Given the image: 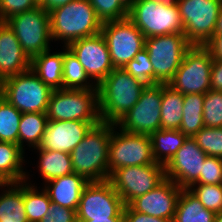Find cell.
<instances>
[{
  "mask_svg": "<svg viewBox=\"0 0 222 222\" xmlns=\"http://www.w3.org/2000/svg\"><path fill=\"white\" fill-rule=\"evenodd\" d=\"M184 35L192 45H205L214 35L222 0H178Z\"/></svg>",
  "mask_w": 222,
  "mask_h": 222,
  "instance_id": "cell-11",
  "label": "cell"
},
{
  "mask_svg": "<svg viewBox=\"0 0 222 222\" xmlns=\"http://www.w3.org/2000/svg\"><path fill=\"white\" fill-rule=\"evenodd\" d=\"M181 188L165 179L153 190L133 199L128 205L136 212L173 220Z\"/></svg>",
  "mask_w": 222,
  "mask_h": 222,
  "instance_id": "cell-18",
  "label": "cell"
},
{
  "mask_svg": "<svg viewBox=\"0 0 222 222\" xmlns=\"http://www.w3.org/2000/svg\"><path fill=\"white\" fill-rule=\"evenodd\" d=\"M2 96V81L0 80V97Z\"/></svg>",
  "mask_w": 222,
  "mask_h": 222,
  "instance_id": "cell-51",
  "label": "cell"
},
{
  "mask_svg": "<svg viewBox=\"0 0 222 222\" xmlns=\"http://www.w3.org/2000/svg\"><path fill=\"white\" fill-rule=\"evenodd\" d=\"M146 84L123 68H114L97 86L101 121L115 124L138 102Z\"/></svg>",
  "mask_w": 222,
  "mask_h": 222,
  "instance_id": "cell-1",
  "label": "cell"
},
{
  "mask_svg": "<svg viewBox=\"0 0 222 222\" xmlns=\"http://www.w3.org/2000/svg\"><path fill=\"white\" fill-rule=\"evenodd\" d=\"M114 68H124L139 51L145 48V36L127 17L102 24Z\"/></svg>",
  "mask_w": 222,
  "mask_h": 222,
  "instance_id": "cell-15",
  "label": "cell"
},
{
  "mask_svg": "<svg viewBox=\"0 0 222 222\" xmlns=\"http://www.w3.org/2000/svg\"><path fill=\"white\" fill-rule=\"evenodd\" d=\"M215 60H222V34H214L204 45Z\"/></svg>",
  "mask_w": 222,
  "mask_h": 222,
  "instance_id": "cell-44",
  "label": "cell"
},
{
  "mask_svg": "<svg viewBox=\"0 0 222 222\" xmlns=\"http://www.w3.org/2000/svg\"><path fill=\"white\" fill-rule=\"evenodd\" d=\"M215 222H222V211L216 213Z\"/></svg>",
  "mask_w": 222,
  "mask_h": 222,
  "instance_id": "cell-50",
  "label": "cell"
},
{
  "mask_svg": "<svg viewBox=\"0 0 222 222\" xmlns=\"http://www.w3.org/2000/svg\"><path fill=\"white\" fill-rule=\"evenodd\" d=\"M26 152L12 142L0 141V174L9 183H18L25 180L27 163ZM24 165V166H23Z\"/></svg>",
  "mask_w": 222,
  "mask_h": 222,
  "instance_id": "cell-24",
  "label": "cell"
},
{
  "mask_svg": "<svg viewBox=\"0 0 222 222\" xmlns=\"http://www.w3.org/2000/svg\"><path fill=\"white\" fill-rule=\"evenodd\" d=\"M98 18L104 22L122 20L129 15V0H89Z\"/></svg>",
  "mask_w": 222,
  "mask_h": 222,
  "instance_id": "cell-34",
  "label": "cell"
},
{
  "mask_svg": "<svg viewBox=\"0 0 222 222\" xmlns=\"http://www.w3.org/2000/svg\"><path fill=\"white\" fill-rule=\"evenodd\" d=\"M88 183L84 176L72 173L53 179L42 187L47 191L52 203L76 211L81 193Z\"/></svg>",
  "mask_w": 222,
  "mask_h": 222,
  "instance_id": "cell-21",
  "label": "cell"
},
{
  "mask_svg": "<svg viewBox=\"0 0 222 222\" xmlns=\"http://www.w3.org/2000/svg\"><path fill=\"white\" fill-rule=\"evenodd\" d=\"M9 182L0 174V188L7 186Z\"/></svg>",
  "mask_w": 222,
  "mask_h": 222,
  "instance_id": "cell-49",
  "label": "cell"
},
{
  "mask_svg": "<svg viewBox=\"0 0 222 222\" xmlns=\"http://www.w3.org/2000/svg\"><path fill=\"white\" fill-rule=\"evenodd\" d=\"M40 222H77L76 211L52 203L48 214Z\"/></svg>",
  "mask_w": 222,
  "mask_h": 222,
  "instance_id": "cell-41",
  "label": "cell"
},
{
  "mask_svg": "<svg viewBox=\"0 0 222 222\" xmlns=\"http://www.w3.org/2000/svg\"><path fill=\"white\" fill-rule=\"evenodd\" d=\"M52 41L62 46L101 32L102 21L89 0H73L49 12Z\"/></svg>",
  "mask_w": 222,
  "mask_h": 222,
  "instance_id": "cell-2",
  "label": "cell"
},
{
  "mask_svg": "<svg viewBox=\"0 0 222 222\" xmlns=\"http://www.w3.org/2000/svg\"><path fill=\"white\" fill-rule=\"evenodd\" d=\"M189 190L198 198L204 208L214 211H222V184H193Z\"/></svg>",
  "mask_w": 222,
  "mask_h": 222,
  "instance_id": "cell-35",
  "label": "cell"
},
{
  "mask_svg": "<svg viewBox=\"0 0 222 222\" xmlns=\"http://www.w3.org/2000/svg\"><path fill=\"white\" fill-rule=\"evenodd\" d=\"M0 222H28L23 201V181L0 188Z\"/></svg>",
  "mask_w": 222,
  "mask_h": 222,
  "instance_id": "cell-26",
  "label": "cell"
},
{
  "mask_svg": "<svg viewBox=\"0 0 222 222\" xmlns=\"http://www.w3.org/2000/svg\"><path fill=\"white\" fill-rule=\"evenodd\" d=\"M62 51L51 49L34 56L31 59V70L52 90L63 89V57Z\"/></svg>",
  "mask_w": 222,
  "mask_h": 222,
  "instance_id": "cell-22",
  "label": "cell"
},
{
  "mask_svg": "<svg viewBox=\"0 0 222 222\" xmlns=\"http://www.w3.org/2000/svg\"><path fill=\"white\" fill-rule=\"evenodd\" d=\"M31 69V59L22 50L15 33L0 22V80Z\"/></svg>",
  "mask_w": 222,
  "mask_h": 222,
  "instance_id": "cell-20",
  "label": "cell"
},
{
  "mask_svg": "<svg viewBox=\"0 0 222 222\" xmlns=\"http://www.w3.org/2000/svg\"><path fill=\"white\" fill-rule=\"evenodd\" d=\"M63 89H98L67 46H64Z\"/></svg>",
  "mask_w": 222,
  "mask_h": 222,
  "instance_id": "cell-32",
  "label": "cell"
},
{
  "mask_svg": "<svg viewBox=\"0 0 222 222\" xmlns=\"http://www.w3.org/2000/svg\"><path fill=\"white\" fill-rule=\"evenodd\" d=\"M210 86L211 90L222 91V60L213 59Z\"/></svg>",
  "mask_w": 222,
  "mask_h": 222,
  "instance_id": "cell-43",
  "label": "cell"
},
{
  "mask_svg": "<svg viewBox=\"0 0 222 222\" xmlns=\"http://www.w3.org/2000/svg\"><path fill=\"white\" fill-rule=\"evenodd\" d=\"M4 22L15 33L30 59L51 49L49 13L41 6L13 15Z\"/></svg>",
  "mask_w": 222,
  "mask_h": 222,
  "instance_id": "cell-8",
  "label": "cell"
},
{
  "mask_svg": "<svg viewBox=\"0 0 222 222\" xmlns=\"http://www.w3.org/2000/svg\"><path fill=\"white\" fill-rule=\"evenodd\" d=\"M214 34H222V8L219 11Z\"/></svg>",
  "mask_w": 222,
  "mask_h": 222,
  "instance_id": "cell-46",
  "label": "cell"
},
{
  "mask_svg": "<svg viewBox=\"0 0 222 222\" xmlns=\"http://www.w3.org/2000/svg\"><path fill=\"white\" fill-rule=\"evenodd\" d=\"M191 46L182 33L145 38V49L153 67V84H168Z\"/></svg>",
  "mask_w": 222,
  "mask_h": 222,
  "instance_id": "cell-7",
  "label": "cell"
},
{
  "mask_svg": "<svg viewBox=\"0 0 222 222\" xmlns=\"http://www.w3.org/2000/svg\"><path fill=\"white\" fill-rule=\"evenodd\" d=\"M77 222H124V218L94 219L89 221H77Z\"/></svg>",
  "mask_w": 222,
  "mask_h": 222,
  "instance_id": "cell-47",
  "label": "cell"
},
{
  "mask_svg": "<svg viewBox=\"0 0 222 222\" xmlns=\"http://www.w3.org/2000/svg\"><path fill=\"white\" fill-rule=\"evenodd\" d=\"M154 1L156 3H161L165 6H173V5H177L178 0H151Z\"/></svg>",
  "mask_w": 222,
  "mask_h": 222,
  "instance_id": "cell-48",
  "label": "cell"
},
{
  "mask_svg": "<svg viewBox=\"0 0 222 222\" xmlns=\"http://www.w3.org/2000/svg\"><path fill=\"white\" fill-rule=\"evenodd\" d=\"M205 94H184L183 117L179 131L187 137H193L203 127V106Z\"/></svg>",
  "mask_w": 222,
  "mask_h": 222,
  "instance_id": "cell-31",
  "label": "cell"
},
{
  "mask_svg": "<svg viewBox=\"0 0 222 222\" xmlns=\"http://www.w3.org/2000/svg\"><path fill=\"white\" fill-rule=\"evenodd\" d=\"M52 91L31 69L2 81V97L21 113H46Z\"/></svg>",
  "mask_w": 222,
  "mask_h": 222,
  "instance_id": "cell-5",
  "label": "cell"
},
{
  "mask_svg": "<svg viewBox=\"0 0 222 222\" xmlns=\"http://www.w3.org/2000/svg\"><path fill=\"white\" fill-rule=\"evenodd\" d=\"M165 179V165L156 162L116 169L109 175L108 181L120 195L124 205H128L136 197L156 188Z\"/></svg>",
  "mask_w": 222,
  "mask_h": 222,
  "instance_id": "cell-12",
  "label": "cell"
},
{
  "mask_svg": "<svg viewBox=\"0 0 222 222\" xmlns=\"http://www.w3.org/2000/svg\"><path fill=\"white\" fill-rule=\"evenodd\" d=\"M203 122L205 127H222V91L210 90L205 93Z\"/></svg>",
  "mask_w": 222,
  "mask_h": 222,
  "instance_id": "cell-37",
  "label": "cell"
},
{
  "mask_svg": "<svg viewBox=\"0 0 222 222\" xmlns=\"http://www.w3.org/2000/svg\"><path fill=\"white\" fill-rule=\"evenodd\" d=\"M35 150V151H33ZM37 150V151H36ZM39 160L37 161L38 173L42 178L43 185L53 179L74 173L70 153L45 150L36 147L32 149Z\"/></svg>",
  "mask_w": 222,
  "mask_h": 222,
  "instance_id": "cell-23",
  "label": "cell"
},
{
  "mask_svg": "<svg viewBox=\"0 0 222 222\" xmlns=\"http://www.w3.org/2000/svg\"><path fill=\"white\" fill-rule=\"evenodd\" d=\"M26 171L23 181V201L28 222H40L49 211L52 204L47 191L31 180L33 177ZM38 186V187H37ZM39 188V189H38Z\"/></svg>",
  "mask_w": 222,
  "mask_h": 222,
  "instance_id": "cell-25",
  "label": "cell"
},
{
  "mask_svg": "<svg viewBox=\"0 0 222 222\" xmlns=\"http://www.w3.org/2000/svg\"><path fill=\"white\" fill-rule=\"evenodd\" d=\"M124 222H173V220L142 214L134 211L129 205H124Z\"/></svg>",
  "mask_w": 222,
  "mask_h": 222,
  "instance_id": "cell-42",
  "label": "cell"
},
{
  "mask_svg": "<svg viewBox=\"0 0 222 222\" xmlns=\"http://www.w3.org/2000/svg\"><path fill=\"white\" fill-rule=\"evenodd\" d=\"M46 115L48 121L101 122L98 89L53 90Z\"/></svg>",
  "mask_w": 222,
  "mask_h": 222,
  "instance_id": "cell-4",
  "label": "cell"
},
{
  "mask_svg": "<svg viewBox=\"0 0 222 222\" xmlns=\"http://www.w3.org/2000/svg\"><path fill=\"white\" fill-rule=\"evenodd\" d=\"M21 115L18 109L0 97V141L18 144Z\"/></svg>",
  "mask_w": 222,
  "mask_h": 222,
  "instance_id": "cell-33",
  "label": "cell"
},
{
  "mask_svg": "<svg viewBox=\"0 0 222 222\" xmlns=\"http://www.w3.org/2000/svg\"><path fill=\"white\" fill-rule=\"evenodd\" d=\"M187 136L179 130L159 129L150 135L155 162L166 165L176 154Z\"/></svg>",
  "mask_w": 222,
  "mask_h": 222,
  "instance_id": "cell-28",
  "label": "cell"
},
{
  "mask_svg": "<svg viewBox=\"0 0 222 222\" xmlns=\"http://www.w3.org/2000/svg\"><path fill=\"white\" fill-rule=\"evenodd\" d=\"M184 95L162 83L161 129L179 130L183 115Z\"/></svg>",
  "mask_w": 222,
  "mask_h": 222,
  "instance_id": "cell-30",
  "label": "cell"
},
{
  "mask_svg": "<svg viewBox=\"0 0 222 222\" xmlns=\"http://www.w3.org/2000/svg\"><path fill=\"white\" fill-rule=\"evenodd\" d=\"M113 124L101 121L92 126L70 153L74 173L89 182L108 180V152Z\"/></svg>",
  "mask_w": 222,
  "mask_h": 222,
  "instance_id": "cell-3",
  "label": "cell"
},
{
  "mask_svg": "<svg viewBox=\"0 0 222 222\" xmlns=\"http://www.w3.org/2000/svg\"><path fill=\"white\" fill-rule=\"evenodd\" d=\"M67 47L78 58L89 78L97 86L114 69L107 42L101 32L75 40Z\"/></svg>",
  "mask_w": 222,
  "mask_h": 222,
  "instance_id": "cell-16",
  "label": "cell"
},
{
  "mask_svg": "<svg viewBox=\"0 0 222 222\" xmlns=\"http://www.w3.org/2000/svg\"><path fill=\"white\" fill-rule=\"evenodd\" d=\"M100 122L48 121L40 149L71 153L90 128Z\"/></svg>",
  "mask_w": 222,
  "mask_h": 222,
  "instance_id": "cell-19",
  "label": "cell"
},
{
  "mask_svg": "<svg viewBox=\"0 0 222 222\" xmlns=\"http://www.w3.org/2000/svg\"><path fill=\"white\" fill-rule=\"evenodd\" d=\"M208 155L222 158V127H203L192 137Z\"/></svg>",
  "mask_w": 222,
  "mask_h": 222,
  "instance_id": "cell-36",
  "label": "cell"
},
{
  "mask_svg": "<svg viewBox=\"0 0 222 222\" xmlns=\"http://www.w3.org/2000/svg\"><path fill=\"white\" fill-rule=\"evenodd\" d=\"M208 155L192 137H187L173 158L165 165V176L181 189L198 182L204 160Z\"/></svg>",
  "mask_w": 222,
  "mask_h": 222,
  "instance_id": "cell-17",
  "label": "cell"
},
{
  "mask_svg": "<svg viewBox=\"0 0 222 222\" xmlns=\"http://www.w3.org/2000/svg\"><path fill=\"white\" fill-rule=\"evenodd\" d=\"M156 163L149 135L129 133L113 124L108 152V178L116 169Z\"/></svg>",
  "mask_w": 222,
  "mask_h": 222,
  "instance_id": "cell-10",
  "label": "cell"
},
{
  "mask_svg": "<svg viewBox=\"0 0 222 222\" xmlns=\"http://www.w3.org/2000/svg\"><path fill=\"white\" fill-rule=\"evenodd\" d=\"M48 118L46 113H22L20 118L18 145L26 152L38 147L45 133Z\"/></svg>",
  "mask_w": 222,
  "mask_h": 222,
  "instance_id": "cell-29",
  "label": "cell"
},
{
  "mask_svg": "<svg viewBox=\"0 0 222 222\" xmlns=\"http://www.w3.org/2000/svg\"><path fill=\"white\" fill-rule=\"evenodd\" d=\"M128 18L145 38L173 33L184 34L177 5L165 6L151 0H129Z\"/></svg>",
  "mask_w": 222,
  "mask_h": 222,
  "instance_id": "cell-6",
  "label": "cell"
},
{
  "mask_svg": "<svg viewBox=\"0 0 222 222\" xmlns=\"http://www.w3.org/2000/svg\"><path fill=\"white\" fill-rule=\"evenodd\" d=\"M40 6L37 0H0V22Z\"/></svg>",
  "mask_w": 222,
  "mask_h": 222,
  "instance_id": "cell-40",
  "label": "cell"
},
{
  "mask_svg": "<svg viewBox=\"0 0 222 222\" xmlns=\"http://www.w3.org/2000/svg\"><path fill=\"white\" fill-rule=\"evenodd\" d=\"M196 184H222V158L207 156Z\"/></svg>",
  "mask_w": 222,
  "mask_h": 222,
  "instance_id": "cell-39",
  "label": "cell"
},
{
  "mask_svg": "<svg viewBox=\"0 0 222 222\" xmlns=\"http://www.w3.org/2000/svg\"><path fill=\"white\" fill-rule=\"evenodd\" d=\"M123 69L146 85H153V67L144 48Z\"/></svg>",
  "mask_w": 222,
  "mask_h": 222,
  "instance_id": "cell-38",
  "label": "cell"
},
{
  "mask_svg": "<svg viewBox=\"0 0 222 222\" xmlns=\"http://www.w3.org/2000/svg\"><path fill=\"white\" fill-rule=\"evenodd\" d=\"M162 83L146 85L138 102L115 125L129 133L151 135L161 129Z\"/></svg>",
  "mask_w": 222,
  "mask_h": 222,
  "instance_id": "cell-14",
  "label": "cell"
},
{
  "mask_svg": "<svg viewBox=\"0 0 222 222\" xmlns=\"http://www.w3.org/2000/svg\"><path fill=\"white\" fill-rule=\"evenodd\" d=\"M212 63L211 52L204 45H192L168 85L183 95L205 94L211 90Z\"/></svg>",
  "mask_w": 222,
  "mask_h": 222,
  "instance_id": "cell-9",
  "label": "cell"
},
{
  "mask_svg": "<svg viewBox=\"0 0 222 222\" xmlns=\"http://www.w3.org/2000/svg\"><path fill=\"white\" fill-rule=\"evenodd\" d=\"M77 221L124 218V203L108 180L89 182L81 193Z\"/></svg>",
  "mask_w": 222,
  "mask_h": 222,
  "instance_id": "cell-13",
  "label": "cell"
},
{
  "mask_svg": "<svg viewBox=\"0 0 222 222\" xmlns=\"http://www.w3.org/2000/svg\"><path fill=\"white\" fill-rule=\"evenodd\" d=\"M215 215L189 189H181L173 222H215Z\"/></svg>",
  "mask_w": 222,
  "mask_h": 222,
  "instance_id": "cell-27",
  "label": "cell"
},
{
  "mask_svg": "<svg viewBox=\"0 0 222 222\" xmlns=\"http://www.w3.org/2000/svg\"><path fill=\"white\" fill-rule=\"evenodd\" d=\"M73 0H42L40 6L48 13L60 6L66 5Z\"/></svg>",
  "mask_w": 222,
  "mask_h": 222,
  "instance_id": "cell-45",
  "label": "cell"
}]
</instances>
